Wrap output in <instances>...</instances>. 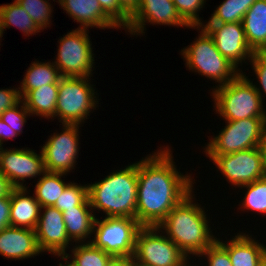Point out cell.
I'll return each instance as SVG.
<instances>
[{"instance_id":"obj_1","label":"cell","mask_w":266,"mask_h":266,"mask_svg":"<svg viewBox=\"0 0 266 266\" xmlns=\"http://www.w3.org/2000/svg\"><path fill=\"white\" fill-rule=\"evenodd\" d=\"M159 148L137 161L136 220L142 227L158 226L194 188V177L176 169L169 146Z\"/></svg>"},{"instance_id":"obj_2","label":"cell","mask_w":266,"mask_h":266,"mask_svg":"<svg viewBox=\"0 0 266 266\" xmlns=\"http://www.w3.org/2000/svg\"><path fill=\"white\" fill-rule=\"evenodd\" d=\"M193 193L194 190L158 225L162 233H166L189 260L191 255L199 256L217 241V236L212 234L205 208L198 202L194 203Z\"/></svg>"},{"instance_id":"obj_3","label":"cell","mask_w":266,"mask_h":266,"mask_svg":"<svg viewBox=\"0 0 266 266\" xmlns=\"http://www.w3.org/2000/svg\"><path fill=\"white\" fill-rule=\"evenodd\" d=\"M138 175L137 163L111 172L101 181L88 184V199L93 212L104 217L136 219Z\"/></svg>"},{"instance_id":"obj_4","label":"cell","mask_w":266,"mask_h":266,"mask_svg":"<svg viewBox=\"0 0 266 266\" xmlns=\"http://www.w3.org/2000/svg\"><path fill=\"white\" fill-rule=\"evenodd\" d=\"M211 94L215 112L225 121L266 118L265 103L244 72L225 85L213 86Z\"/></svg>"},{"instance_id":"obj_5","label":"cell","mask_w":266,"mask_h":266,"mask_svg":"<svg viewBox=\"0 0 266 266\" xmlns=\"http://www.w3.org/2000/svg\"><path fill=\"white\" fill-rule=\"evenodd\" d=\"M191 28L199 30L200 34L193 44L181 49L185 67L215 81L217 86L233 80L240 71L218 51L213 38L202 26Z\"/></svg>"},{"instance_id":"obj_6","label":"cell","mask_w":266,"mask_h":266,"mask_svg":"<svg viewBox=\"0 0 266 266\" xmlns=\"http://www.w3.org/2000/svg\"><path fill=\"white\" fill-rule=\"evenodd\" d=\"M86 77H61L59 79L56 118L60 125H81L98 107L95 85Z\"/></svg>"},{"instance_id":"obj_7","label":"cell","mask_w":266,"mask_h":266,"mask_svg":"<svg viewBox=\"0 0 266 266\" xmlns=\"http://www.w3.org/2000/svg\"><path fill=\"white\" fill-rule=\"evenodd\" d=\"M142 226L134 218L104 217L96 218L91 244L114 258H132L136 235Z\"/></svg>"},{"instance_id":"obj_8","label":"cell","mask_w":266,"mask_h":266,"mask_svg":"<svg viewBox=\"0 0 266 266\" xmlns=\"http://www.w3.org/2000/svg\"><path fill=\"white\" fill-rule=\"evenodd\" d=\"M132 258L136 266H193L158 226L140 228Z\"/></svg>"},{"instance_id":"obj_9","label":"cell","mask_w":266,"mask_h":266,"mask_svg":"<svg viewBox=\"0 0 266 266\" xmlns=\"http://www.w3.org/2000/svg\"><path fill=\"white\" fill-rule=\"evenodd\" d=\"M88 32V29L76 28L58 40V51L53 63L61 77H92L95 56Z\"/></svg>"},{"instance_id":"obj_10","label":"cell","mask_w":266,"mask_h":266,"mask_svg":"<svg viewBox=\"0 0 266 266\" xmlns=\"http://www.w3.org/2000/svg\"><path fill=\"white\" fill-rule=\"evenodd\" d=\"M266 118H247L225 121L219 134L212 136L204 148L206 156H220L260 147Z\"/></svg>"},{"instance_id":"obj_11","label":"cell","mask_w":266,"mask_h":266,"mask_svg":"<svg viewBox=\"0 0 266 266\" xmlns=\"http://www.w3.org/2000/svg\"><path fill=\"white\" fill-rule=\"evenodd\" d=\"M213 161L226 181L235 188L266 176V162L260 147L220 156H206Z\"/></svg>"},{"instance_id":"obj_12","label":"cell","mask_w":266,"mask_h":266,"mask_svg":"<svg viewBox=\"0 0 266 266\" xmlns=\"http://www.w3.org/2000/svg\"><path fill=\"white\" fill-rule=\"evenodd\" d=\"M62 132L48 136L41 146L44 168L47 172H61L68 175L75 169L79 151V127L81 125H62Z\"/></svg>"},{"instance_id":"obj_13","label":"cell","mask_w":266,"mask_h":266,"mask_svg":"<svg viewBox=\"0 0 266 266\" xmlns=\"http://www.w3.org/2000/svg\"><path fill=\"white\" fill-rule=\"evenodd\" d=\"M0 172L8 179L13 188L26 186L25 179L42 176L45 172L43 154L25 148H0Z\"/></svg>"},{"instance_id":"obj_14","label":"cell","mask_w":266,"mask_h":266,"mask_svg":"<svg viewBox=\"0 0 266 266\" xmlns=\"http://www.w3.org/2000/svg\"><path fill=\"white\" fill-rule=\"evenodd\" d=\"M202 27L213 38L218 51L240 72L239 64L250 61L254 51L250 48L242 23H205Z\"/></svg>"},{"instance_id":"obj_15","label":"cell","mask_w":266,"mask_h":266,"mask_svg":"<svg viewBox=\"0 0 266 266\" xmlns=\"http://www.w3.org/2000/svg\"><path fill=\"white\" fill-rule=\"evenodd\" d=\"M146 23L191 28L181 18L172 0H141L137 12L130 18L126 31L131 36L143 35Z\"/></svg>"},{"instance_id":"obj_16","label":"cell","mask_w":266,"mask_h":266,"mask_svg":"<svg viewBox=\"0 0 266 266\" xmlns=\"http://www.w3.org/2000/svg\"><path fill=\"white\" fill-rule=\"evenodd\" d=\"M35 234L40 250L55 256L66 254L72 244L66 232L63 213L54 206L41 207Z\"/></svg>"},{"instance_id":"obj_17","label":"cell","mask_w":266,"mask_h":266,"mask_svg":"<svg viewBox=\"0 0 266 266\" xmlns=\"http://www.w3.org/2000/svg\"><path fill=\"white\" fill-rule=\"evenodd\" d=\"M35 230L14 226L0 231V255L8 259L23 260L42 254Z\"/></svg>"},{"instance_id":"obj_18","label":"cell","mask_w":266,"mask_h":266,"mask_svg":"<svg viewBox=\"0 0 266 266\" xmlns=\"http://www.w3.org/2000/svg\"><path fill=\"white\" fill-rule=\"evenodd\" d=\"M240 232L229 241L217 238V242L228 252L232 266H261L266 260V246L249 233Z\"/></svg>"},{"instance_id":"obj_19","label":"cell","mask_w":266,"mask_h":266,"mask_svg":"<svg viewBox=\"0 0 266 266\" xmlns=\"http://www.w3.org/2000/svg\"><path fill=\"white\" fill-rule=\"evenodd\" d=\"M59 6L79 23L80 29L96 27L99 29H119L103 12L98 0H60Z\"/></svg>"},{"instance_id":"obj_20","label":"cell","mask_w":266,"mask_h":266,"mask_svg":"<svg viewBox=\"0 0 266 266\" xmlns=\"http://www.w3.org/2000/svg\"><path fill=\"white\" fill-rule=\"evenodd\" d=\"M28 188H12L10 192V226L35 230L41 205L35 196H29Z\"/></svg>"},{"instance_id":"obj_21","label":"cell","mask_w":266,"mask_h":266,"mask_svg":"<svg viewBox=\"0 0 266 266\" xmlns=\"http://www.w3.org/2000/svg\"><path fill=\"white\" fill-rule=\"evenodd\" d=\"M247 42L254 52H266V0H257L242 21Z\"/></svg>"},{"instance_id":"obj_22","label":"cell","mask_w":266,"mask_h":266,"mask_svg":"<svg viewBox=\"0 0 266 266\" xmlns=\"http://www.w3.org/2000/svg\"><path fill=\"white\" fill-rule=\"evenodd\" d=\"M58 88L59 84H48L29 91L22 98L31 116L36 115L51 120L56 118Z\"/></svg>"},{"instance_id":"obj_23","label":"cell","mask_w":266,"mask_h":266,"mask_svg":"<svg viewBox=\"0 0 266 266\" xmlns=\"http://www.w3.org/2000/svg\"><path fill=\"white\" fill-rule=\"evenodd\" d=\"M62 213L66 232L72 243H90L96 219L95 212L92 209H68Z\"/></svg>"},{"instance_id":"obj_24","label":"cell","mask_w":266,"mask_h":266,"mask_svg":"<svg viewBox=\"0 0 266 266\" xmlns=\"http://www.w3.org/2000/svg\"><path fill=\"white\" fill-rule=\"evenodd\" d=\"M29 66L22 82H20L21 85L18 87L21 98L31 90L48 84H59L61 75L53 61L41 62L35 60Z\"/></svg>"},{"instance_id":"obj_25","label":"cell","mask_w":266,"mask_h":266,"mask_svg":"<svg viewBox=\"0 0 266 266\" xmlns=\"http://www.w3.org/2000/svg\"><path fill=\"white\" fill-rule=\"evenodd\" d=\"M15 26L25 36L36 35L41 32V29L35 24L34 20L28 15L16 0L11 4L0 5V27L2 33L6 31V28Z\"/></svg>"},{"instance_id":"obj_26","label":"cell","mask_w":266,"mask_h":266,"mask_svg":"<svg viewBox=\"0 0 266 266\" xmlns=\"http://www.w3.org/2000/svg\"><path fill=\"white\" fill-rule=\"evenodd\" d=\"M66 173L61 172H47L42 174L35 184L34 195L35 199L43 206H53L63 190L69 183H65L63 176Z\"/></svg>"},{"instance_id":"obj_27","label":"cell","mask_w":266,"mask_h":266,"mask_svg":"<svg viewBox=\"0 0 266 266\" xmlns=\"http://www.w3.org/2000/svg\"><path fill=\"white\" fill-rule=\"evenodd\" d=\"M72 254L66 253L64 256L71 259L74 266H108L114 257L100 248L94 247L91 243H75L70 250Z\"/></svg>"},{"instance_id":"obj_28","label":"cell","mask_w":266,"mask_h":266,"mask_svg":"<svg viewBox=\"0 0 266 266\" xmlns=\"http://www.w3.org/2000/svg\"><path fill=\"white\" fill-rule=\"evenodd\" d=\"M257 0H224L206 23H242L247 10Z\"/></svg>"},{"instance_id":"obj_29","label":"cell","mask_w":266,"mask_h":266,"mask_svg":"<svg viewBox=\"0 0 266 266\" xmlns=\"http://www.w3.org/2000/svg\"><path fill=\"white\" fill-rule=\"evenodd\" d=\"M53 206L61 212L68 209H92L88 199V185L69 182Z\"/></svg>"},{"instance_id":"obj_30","label":"cell","mask_w":266,"mask_h":266,"mask_svg":"<svg viewBox=\"0 0 266 266\" xmlns=\"http://www.w3.org/2000/svg\"><path fill=\"white\" fill-rule=\"evenodd\" d=\"M247 189L243 197L241 206L238 209H246L260 215L266 214V176L248 184L241 186L240 189Z\"/></svg>"},{"instance_id":"obj_31","label":"cell","mask_w":266,"mask_h":266,"mask_svg":"<svg viewBox=\"0 0 266 266\" xmlns=\"http://www.w3.org/2000/svg\"><path fill=\"white\" fill-rule=\"evenodd\" d=\"M41 29L50 27L53 8L49 0H16Z\"/></svg>"},{"instance_id":"obj_32","label":"cell","mask_w":266,"mask_h":266,"mask_svg":"<svg viewBox=\"0 0 266 266\" xmlns=\"http://www.w3.org/2000/svg\"><path fill=\"white\" fill-rule=\"evenodd\" d=\"M181 18L190 27H201L204 22L199 18V11L204 7L206 0H172Z\"/></svg>"},{"instance_id":"obj_33","label":"cell","mask_w":266,"mask_h":266,"mask_svg":"<svg viewBox=\"0 0 266 266\" xmlns=\"http://www.w3.org/2000/svg\"><path fill=\"white\" fill-rule=\"evenodd\" d=\"M20 108V109H19ZM30 112L27 110L23 101H21L16 106L5 110L0 118L5 122L7 125L11 127L12 130L15 131L17 135H21L23 133L22 129L25 126L27 120L26 118L30 116ZM21 133V134H20Z\"/></svg>"},{"instance_id":"obj_34","label":"cell","mask_w":266,"mask_h":266,"mask_svg":"<svg viewBox=\"0 0 266 266\" xmlns=\"http://www.w3.org/2000/svg\"><path fill=\"white\" fill-rule=\"evenodd\" d=\"M249 62L253 68L252 70L254 71V74L256 75L258 80L257 82H259L260 85L258 86V84L255 83V89L264 102V96L266 97V52H254Z\"/></svg>"},{"instance_id":"obj_35","label":"cell","mask_w":266,"mask_h":266,"mask_svg":"<svg viewBox=\"0 0 266 266\" xmlns=\"http://www.w3.org/2000/svg\"><path fill=\"white\" fill-rule=\"evenodd\" d=\"M103 12L119 27L126 29L130 17L121 9L118 0H98Z\"/></svg>"},{"instance_id":"obj_36","label":"cell","mask_w":266,"mask_h":266,"mask_svg":"<svg viewBox=\"0 0 266 266\" xmlns=\"http://www.w3.org/2000/svg\"><path fill=\"white\" fill-rule=\"evenodd\" d=\"M198 257H206V266H232L228 252L217 241Z\"/></svg>"},{"instance_id":"obj_37","label":"cell","mask_w":266,"mask_h":266,"mask_svg":"<svg viewBox=\"0 0 266 266\" xmlns=\"http://www.w3.org/2000/svg\"><path fill=\"white\" fill-rule=\"evenodd\" d=\"M22 101L18 88L0 89V116L1 114Z\"/></svg>"},{"instance_id":"obj_38","label":"cell","mask_w":266,"mask_h":266,"mask_svg":"<svg viewBox=\"0 0 266 266\" xmlns=\"http://www.w3.org/2000/svg\"><path fill=\"white\" fill-rule=\"evenodd\" d=\"M10 194L0 197V231L10 226Z\"/></svg>"},{"instance_id":"obj_39","label":"cell","mask_w":266,"mask_h":266,"mask_svg":"<svg viewBox=\"0 0 266 266\" xmlns=\"http://www.w3.org/2000/svg\"><path fill=\"white\" fill-rule=\"evenodd\" d=\"M121 9L131 18L138 10L141 0H118Z\"/></svg>"},{"instance_id":"obj_40","label":"cell","mask_w":266,"mask_h":266,"mask_svg":"<svg viewBox=\"0 0 266 266\" xmlns=\"http://www.w3.org/2000/svg\"><path fill=\"white\" fill-rule=\"evenodd\" d=\"M17 136L15 131L0 118V146H3L2 144H4L3 142H5V140L7 141L12 138L14 140Z\"/></svg>"},{"instance_id":"obj_41","label":"cell","mask_w":266,"mask_h":266,"mask_svg":"<svg viewBox=\"0 0 266 266\" xmlns=\"http://www.w3.org/2000/svg\"><path fill=\"white\" fill-rule=\"evenodd\" d=\"M12 188L8 179L0 172V197L9 195Z\"/></svg>"},{"instance_id":"obj_42","label":"cell","mask_w":266,"mask_h":266,"mask_svg":"<svg viewBox=\"0 0 266 266\" xmlns=\"http://www.w3.org/2000/svg\"><path fill=\"white\" fill-rule=\"evenodd\" d=\"M108 266H136L133 258H114Z\"/></svg>"},{"instance_id":"obj_43","label":"cell","mask_w":266,"mask_h":266,"mask_svg":"<svg viewBox=\"0 0 266 266\" xmlns=\"http://www.w3.org/2000/svg\"><path fill=\"white\" fill-rule=\"evenodd\" d=\"M260 149L262 151V154H263L265 162H266V120L264 121L263 128H262V137H261Z\"/></svg>"},{"instance_id":"obj_44","label":"cell","mask_w":266,"mask_h":266,"mask_svg":"<svg viewBox=\"0 0 266 266\" xmlns=\"http://www.w3.org/2000/svg\"><path fill=\"white\" fill-rule=\"evenodd\" d=\"M57 257H60V259H62V261H65L64 262L65 264L63 262H61V263H59V266H74L64 255H57Z\"/></svg>"},{"instance_id":"obj_45","label":"cell","mask_w":266,"mask_h":266,"mask_svg":"<svg viewBox=\"0 0 266 266\" xmlns=\"http://www.w3.org/2000/svg\"><path fill=\"white\" fill-rule=\"evenodd\" d=\"M3 37V33H2V30H1V27H0V41H1V38ZM1 43V42H0ZM1 45V44H0Z\"/></svg>"},{"instance_id":"obj_46","label":"cell","mask_w":266,"mask_h":266,"mask_svg":"<svg viewBox=\"0 0 266 266\" xmlns=\"http://www.w3.org/2000/svg\"><path fill=\"white\" fill-rule=\"evenodd\" d=\"M261 266H266V260H265V262Z\"/></svg>"}]
</instances>
